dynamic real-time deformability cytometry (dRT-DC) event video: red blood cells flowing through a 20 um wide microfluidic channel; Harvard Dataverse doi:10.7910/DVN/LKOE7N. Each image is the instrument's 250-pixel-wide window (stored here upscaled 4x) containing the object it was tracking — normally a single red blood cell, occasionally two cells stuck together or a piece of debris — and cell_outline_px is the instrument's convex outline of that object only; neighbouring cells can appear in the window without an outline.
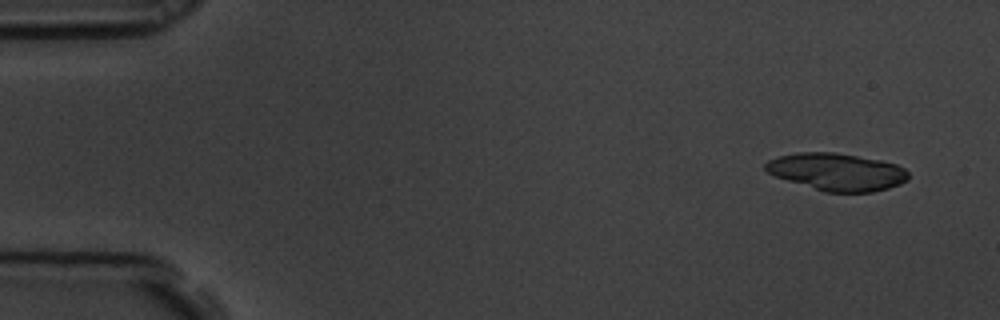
{"species": "common noctule bat (a hibernating species)", "species_latin": "Nyctalus noctula", "temperature_condition": "room temperature", "stored_images_in_passage": 6, "camera_frame_rate_fps": 3000, "um_per_image_px": 0.085, "animal": {"sex": "male", "body_mass_g": 19.5, "forearm_length_mm": 54.6}, "frame": {"image": 1, "passage_image": 1, "time_ms": 0.0, "image_size_px": [1000, 320], "cell_outline_px": [[908, 180], [900, 184], [888, 188], [872, 192], [824, 192], [776, 176], [768, 172], [764, 168], [764, 164], [768, 160], [780, 156], [796, 152], [836, 152], [880, 160], [896, 164], [904, 168], [908, 172]], "centroid_in_image_um": [71.14, 14.6], "position_along_channel_um": 13.9, "area_um2": 31.04}}